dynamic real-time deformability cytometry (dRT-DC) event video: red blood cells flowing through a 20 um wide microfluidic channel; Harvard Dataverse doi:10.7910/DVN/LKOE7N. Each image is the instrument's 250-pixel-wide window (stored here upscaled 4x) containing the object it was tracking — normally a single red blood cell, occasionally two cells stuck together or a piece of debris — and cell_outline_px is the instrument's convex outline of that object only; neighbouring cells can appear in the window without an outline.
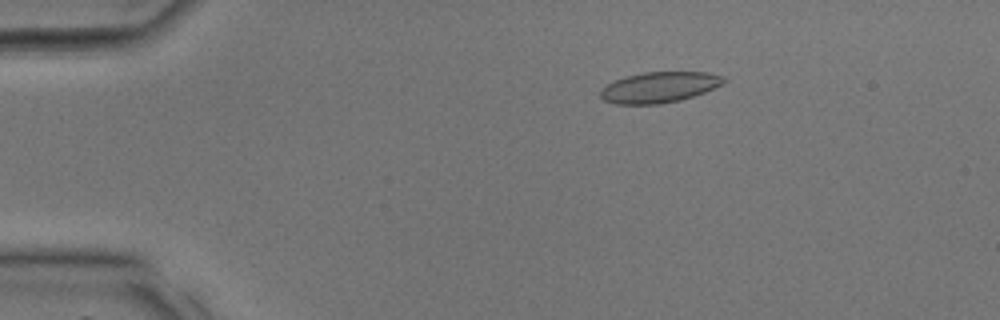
{"species": "common noctule bat (a hibernating species)", "species_latin": "Nyctalus noctula", "temperature_condition": "room temperature", "stored_images_in_passage": 36, "camera_frame_rate_fps": 3000, "um_per_image_px": 0.085, "animal": {"sex": "male", "body_mass_g": 17.9, "forearm_length_mm": 54.2}, "frame": {"image": 1, "passage_image": 7, "time_ms": 2.0, "image_size_px": [1000, 320], "cell_outline_px": [[728, 80], [724, 84], [704, 92], [680, 100], [660, 104], [616, 104], [604, 100], [600, 96], [600, 92], [608, 84], [624, 76], [644, 72], [708, 72], [724, 76]], "centroid_in_image_um": [56.08, 7.41], "position_along_channel_um": 28.9, "area_um2": 22.08}}
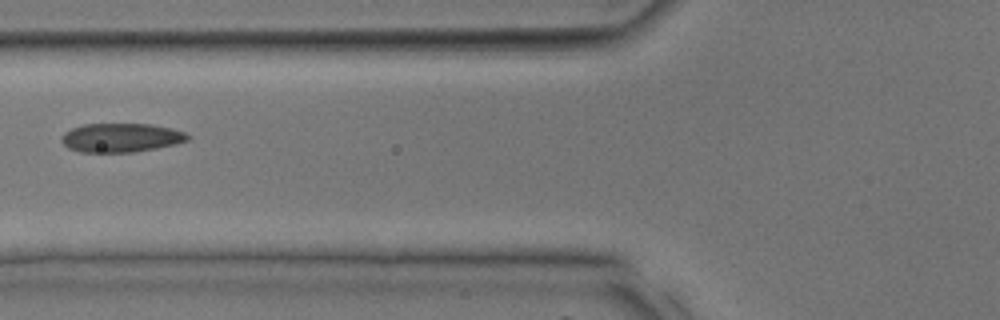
{"frame": {"image": 2, "passage_image": 15, "time_ms": 4.667, "image_size_px": [1000, 320], "cell_outline_px": [[192, 136], [188, 140], [176, 144], [156, 148], [132, 152], [80, 152], [68, 148], [60, 140], [60, 136], [64, 132], [72, 128], [84, 124], [148, 124], [172, 128], [184, 132]], "centroid_in_image_um": [10.28, 11.7], "position_along_channel_um": 115.5, "area_um2": 21.33}}
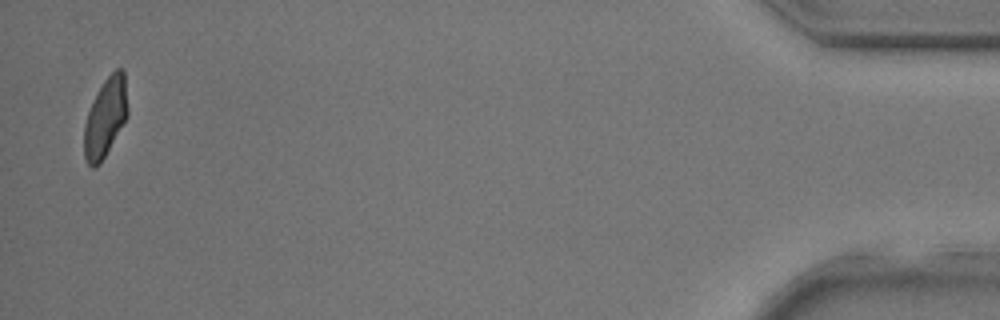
{"frame": {"image": 3, "passage_image": 36, "time_ms": 11.667, "image_size_px": [1000, 320], "cell_outline_px": [[128, 116], [100, 164], [96, 168], [92, 168], [88, 164], [84, 156], [84, 124], [88, 112], [104, 80], [116, 68], [124, 68], [128, 108]], "centroid_in_image_um": [8.97, 10.0], "position_along_channel_um": 426.2, "area_um2": 20.0}}